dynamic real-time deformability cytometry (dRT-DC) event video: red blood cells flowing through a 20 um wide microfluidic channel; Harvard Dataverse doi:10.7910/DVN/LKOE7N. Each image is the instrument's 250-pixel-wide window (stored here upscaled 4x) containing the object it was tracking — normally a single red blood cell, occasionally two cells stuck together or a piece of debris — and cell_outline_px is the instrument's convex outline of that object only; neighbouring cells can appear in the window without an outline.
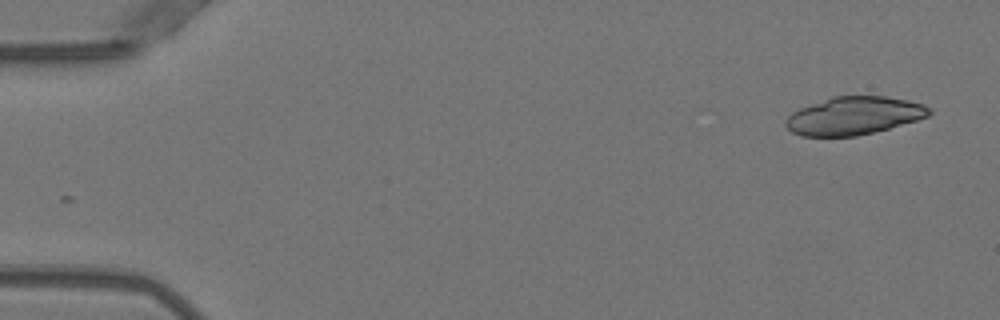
{"species": "Egyptian fruit bat (a non-hibernating species)", "species_latin": "Rousettus aegyptiacus", "temperature_condition": "warm", "stored_images_in_passage": 49, "camera_frame_rate_fps": 3000, "um_per_image_px": 0.085, "animal": {"sex": "female"}, "frame": {"image": 1, "passage_image": 1, "time_ms": 0.0, "image_size_px": [1000, 320], "cell_outline_px": [[932, 112], [928, 116], [916, 120], [888, 128], [856, 136], [800, 136], [792, 132], [784, 124], [784, 120], [792, 112], [800, 108], [832, 96], [884, 96], [908, 100], [924, 104]], "centroid_in_image_um": [72.55, 9.83], "position_along_channel_um": 12.5, "area_um2": 31.56}}
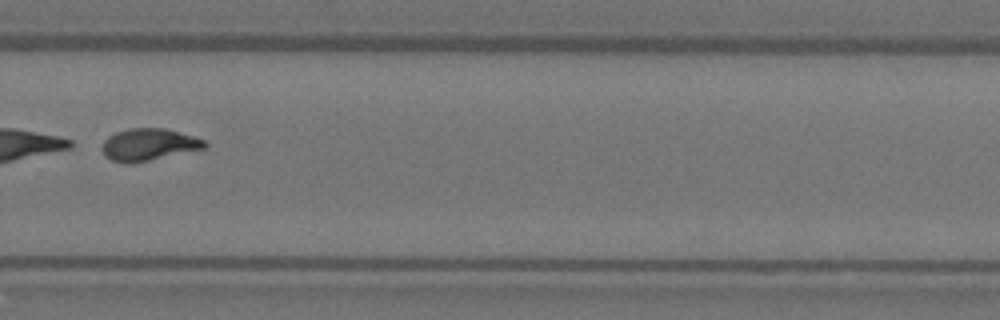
{"frame": {"image": 2, "passage_image": 34, "time_ms": 11.0, "image_size_px": [1000, 320], "cell_outline_px": [[208, 144], [204, 148], [132, 164], [124, 164], [112, 160], [104, 156], [100, 148], [104, 140], [108, 136], [116, 132], [128, 128], [164, 128], [192, 136], [204, 140]], "centroid_in_image_um": [12.56, 12.3], "position_along_channel_um": 317.2, "area_um2": 19.19}}